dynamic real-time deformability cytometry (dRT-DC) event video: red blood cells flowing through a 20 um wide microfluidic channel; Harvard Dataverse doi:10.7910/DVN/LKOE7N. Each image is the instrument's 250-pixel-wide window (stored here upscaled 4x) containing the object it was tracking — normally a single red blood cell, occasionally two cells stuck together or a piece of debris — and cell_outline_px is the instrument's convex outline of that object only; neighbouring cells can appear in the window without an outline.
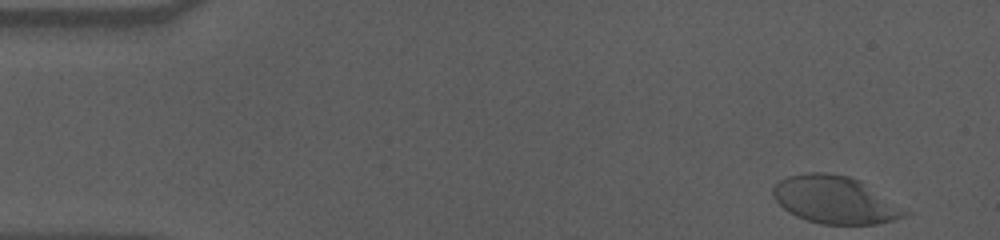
{"species": "human", "species_latin": "Homo sapiens", "temperature_condition": "cold", "stored_images_in_passage": 45, "camera_frame_rate_fps": 3000, "um_per_image_px": 0.085, "donor": {"sex": "male"}, "frame": {"image": 1, "passage_image": 1, "time_ms": 0.0, "image_size_px": [1000, 240], "cell_outline_px": [[908, 212], [904, 216], [892, 220], [876, 224], [820, 224], [796, 216], [788, 212], [772, 196], [772, 188], [780, 180], [788, 176], [808, 172], [828, 172], [848, 176], [860, 180]], "centroid_in_image_um": [70.91, 16.98], "position_along_channel_um": 14.1, "area_um2": 36.01}}
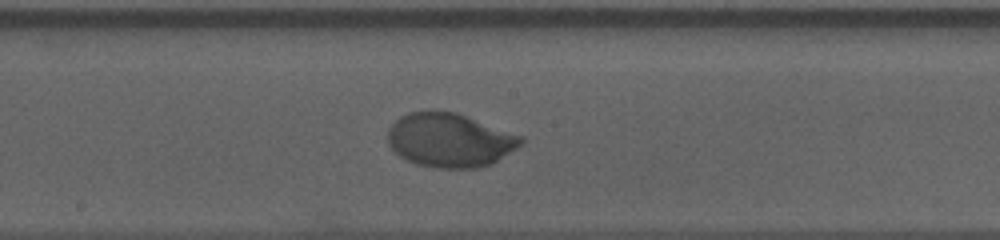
{"frame": {"image": 2, "passage_image": 28, "time_ms": 9.0, "image_size_px": [1000, 240], "cell_outline_px": [[524, 144], [492, 164], [480, 168], [436, 168], [416, 164], [400, 156], [388, 144], [388, 128], [400, 116], [408, 112], [432, 108], [436, 108], [456, 112], [524, 136]], "centroid_in_image_um": [38.25, 11.88], "position_along_channel_um": 210.0, "area_um2": 42.71}}
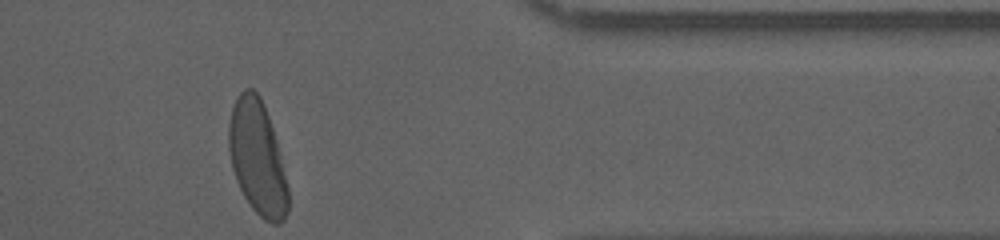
{"frame": {"image": 3, "passage_image": 45, "time_ms": 14.667, "image_size_px": [1000, 240], "cell_outline_px": [[288, 212], [284, 220], [280, 224], [272, 224], [264, 220], [252, 208], [244, 196], [236, 180], [232, 168], [228, 148], [228, 124], [232, 108], [240, 92], [244, 88], [252, 88], [260, 96], [268, 116], [276, 140], [288, 188]], "centroid_in_image_um": [21.86, 13.43], "position_along_channel_um": 389.5, "area_um2": 39.25}, "authors_computed_cell_mechanics": {"area_um2": 40.8068, "velocity_mm_per_s": 3.5279, "shape_relaxation_time_tau1_ms": 2.944, "shape_relaxation_time_tau2_ms": null, "deformation_change_tau1": 0.1486, "deformation_change_tau2": null}}